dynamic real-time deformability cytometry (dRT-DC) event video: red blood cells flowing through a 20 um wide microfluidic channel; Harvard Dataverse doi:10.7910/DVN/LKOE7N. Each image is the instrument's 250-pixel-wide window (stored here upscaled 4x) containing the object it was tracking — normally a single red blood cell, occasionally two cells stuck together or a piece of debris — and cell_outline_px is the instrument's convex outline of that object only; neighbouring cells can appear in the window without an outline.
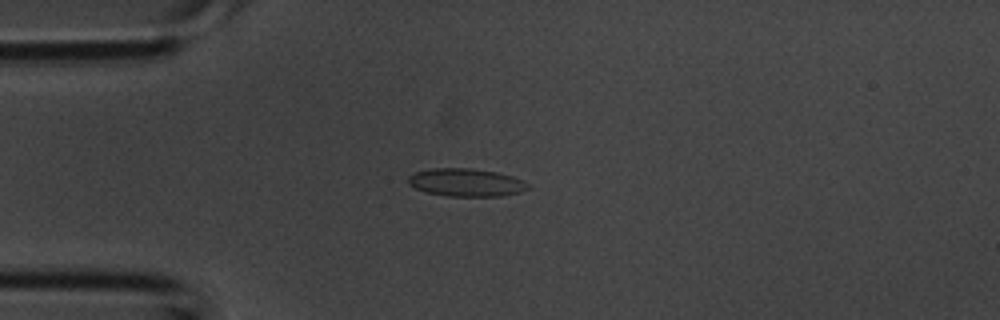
{"species": "common noctule bat (a hibernating species)", "species_latin": "Nyctalus noctula", "temperature_condition": "room temperature", "stored_images_in_passage": 2, "camera_frame_rate_fps": 3000, "um_per_image_px": 0.085, "animal": {"sex": "male", "body_mass_g": 20.1, "forearm_length_mm": 53.5}, "frame": {"image": 1, "passage_image": 2, "time_ms": 0.333, "image_size_px": [1000, 320], "cell_outline_px": [[528, 188], [520, 192], [504, 196], [448, 196], [424, 192], [408, 184], [408, 176], [416, 172], [432, 168], [468, 168], [496, 172], [512, 176], [528, 184]], "centroid_in_image_um": [39.58, 15.51], "position_along_channel_um": 45.4, "area_um2": 19.36}}